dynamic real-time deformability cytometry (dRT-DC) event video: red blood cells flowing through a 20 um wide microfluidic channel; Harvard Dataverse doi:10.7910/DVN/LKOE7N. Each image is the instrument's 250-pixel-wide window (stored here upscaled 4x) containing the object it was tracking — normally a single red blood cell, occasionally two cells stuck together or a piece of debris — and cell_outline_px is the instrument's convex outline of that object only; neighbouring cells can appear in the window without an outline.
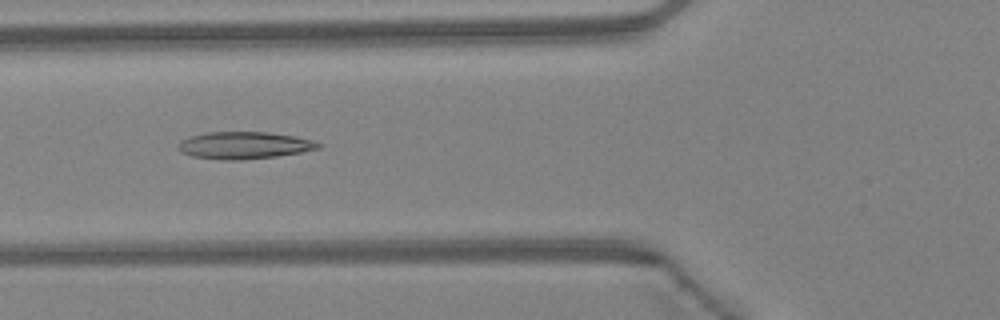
{"species": "Egyptian fruit bat (a non-hibernating species)", "species_latin": "Rousettus aegyptiacus", "temperature_condition": "warm", "stored_images_in_passage": 37, "camera_frame_rate_fps": 3000, "um_per_image_px": 0.085, "animal": {"sex": "female"}, "frame": {"image": 1, "passage_image": 8, "time_ms": 2.333, "image_size_px": [1000, 320], "cell_outline_px": [[324, 144], [320, 148], [300, 152], [276, 156], [244, 160], [220, 160], [192, 156], [180, 152], [176, 148], [180, 140], [188, 136], [208, 132], [268, 132], [296, 136], [312, 140]], "centroid_in_image_um": [20.72, 12.35], "position_along_channel_um": 105.1, "area_um2": 22.43}}
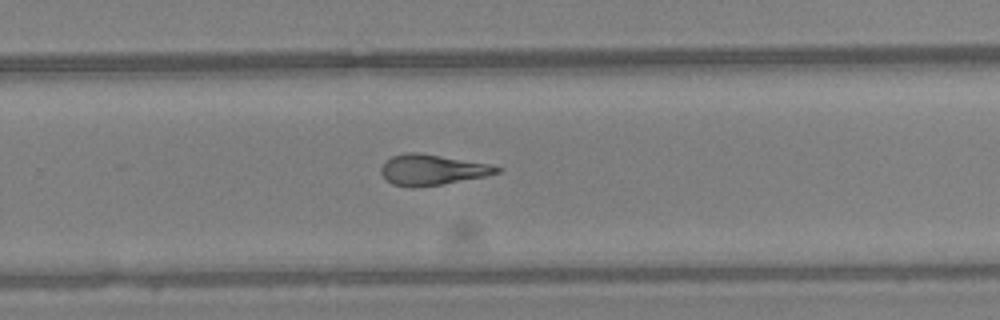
{"frame": {"image": 2, "passage_image": 21, "time_ms": 6.667, "image_size_px": [1000, 320], "cell_outline_px": [[504, 168], [500, 172], [484, 176], [444, 184], [412, 188], [392, 184], [380, 172], [380, 168], [384, 160], [392, 156], [408, 152], [416, 152], [492, 164]], "centroid_in_image_um": [36.73, 14.43], "position_along_channel_um": 293.1, "area_um2": 20.75}}
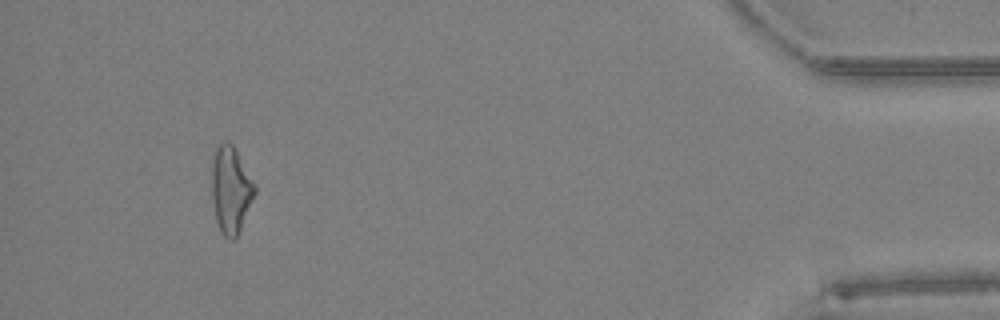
{"frame": {"image": 3, "passage_image": 34, "time_ms": 11.0, "image_size_px": [1000, 320], "cell_outline_px": [[256, 192], [240, 228], [236, 236], [232, 240], [228, 240], [224, 236], [216, 220], [212, 200], [212, 164], [216, 148], [224, 140], [228, 140], [232, 144], [256, 184]], "centroid_in_image_um": [19.62, 16.1], "position_along_channel_um": 415.6, "area_um2": 21.5}, "authors_computed_cell_mechanics": {"area_um2": 21.1548, "velocity_mm_per_s": 4.3595, "shape_relaxation_time_tau1_ms": null, "shape_relaxation_time_tau2_ms": 2.9851, "deformation_change_tau1": null, "deformation_change_tau2": 0.1469}}